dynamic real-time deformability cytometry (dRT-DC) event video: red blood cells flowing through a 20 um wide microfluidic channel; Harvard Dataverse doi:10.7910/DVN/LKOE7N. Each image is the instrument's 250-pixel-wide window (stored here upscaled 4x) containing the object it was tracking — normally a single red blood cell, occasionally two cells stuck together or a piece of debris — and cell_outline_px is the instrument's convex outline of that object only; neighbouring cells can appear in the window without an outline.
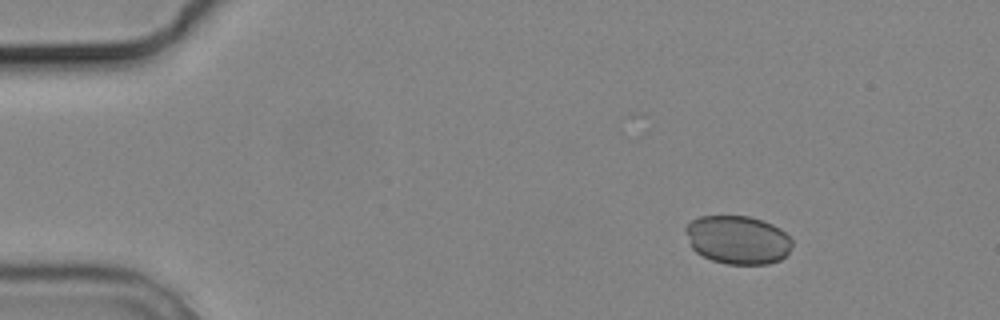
{"species": "common noctule bat (a hibernating species)", "species_latin": "Nyctalus noctula", "temperature_condition": "cold", "stored_images_in_passage": 5, "camera_frame_rate_fps": 3000, "um_per_image_px": 0.085, "animal": {"sex": "male", "body_mass_g": 19.2, "forearm_length_mm": 51.8}, "frame": {"image": 1, "passage_image": 1, "time_ms": 0.0, "image_size_px": [1000, 320], "cell_outline_px": [[792, 244], [788, 252], [780, 260], [768, 264], [728, 264], [712, 260], [696, 252], [692, 248], [684, 228], [692, 220], [700, 216], [748, 216], [764, 220], [780, 228], [792, 240]], "centroid_in_image_um": [62.71, 20.38], "position_along_channel_um": 22.3, "area_um2": 30.0}}